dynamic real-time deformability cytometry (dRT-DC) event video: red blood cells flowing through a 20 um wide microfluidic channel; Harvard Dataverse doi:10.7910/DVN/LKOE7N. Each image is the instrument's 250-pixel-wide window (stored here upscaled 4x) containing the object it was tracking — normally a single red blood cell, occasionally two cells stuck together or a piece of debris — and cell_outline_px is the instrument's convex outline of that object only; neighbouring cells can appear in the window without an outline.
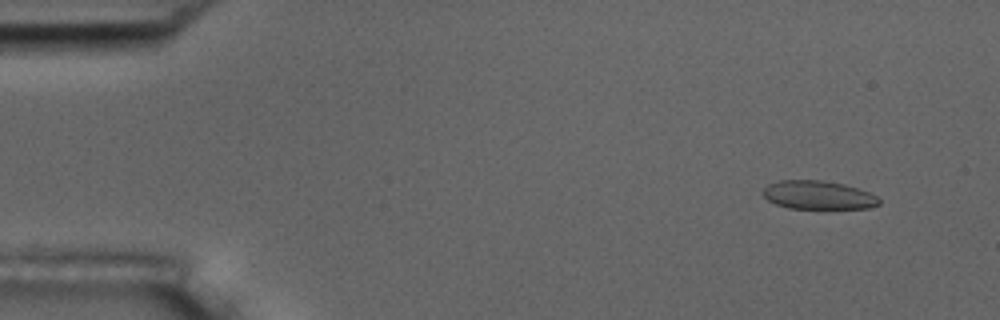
{"species": "common noctule bat (a hibernating species)", "species_latin": "Nyctalus noctula", "temperature_condition": "room temperature", "stored_images_in_passage": 9, "camera_frame_rate_fps": 3000, "um_per_image_px": 0.085, "animal": {"sex": "male", "body_mass_g": 17.5, "forearm_length_mm": 52.3}, "frame": {"image": 1, "passage_image": 2, "time_ms": 1.333, "image_size_px": [1000, 320], "cell_outline_px": [[880, 204], [868, 208], [788, 208], [776, 204], [768, 200], [760, 192], [768, 184], [780, 180], [820, 180], [844, 184], [868, 192], [876, 196], [880, 200]], "centroid_in_image_um": [69.51, 16.57], "position_along_channel_um": 15.5, "area_um2": 19.19}}
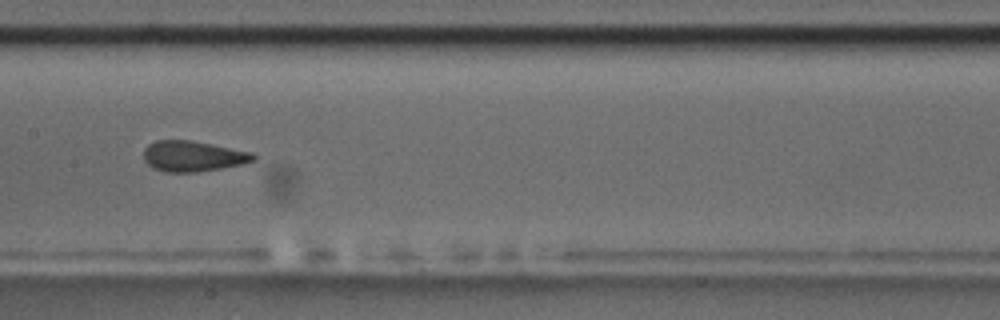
{"frame": {"image": 2, "passage_image": 8, "time_ms": 9.0, "image_size_px": [1000, 320], "cell_outline_px": [[256, 160], [240, 164], [220, 168], [196, 172], [164, 172], [152, 168], [144, 160], [144, 148], [148, 144], [156, 140], [192, 140], [252, 152], [256, 156]], "centroid_in_image_um": [16.37, 13.27], "position_along_channel_um": 191.0, "area_um2": 19.59}}
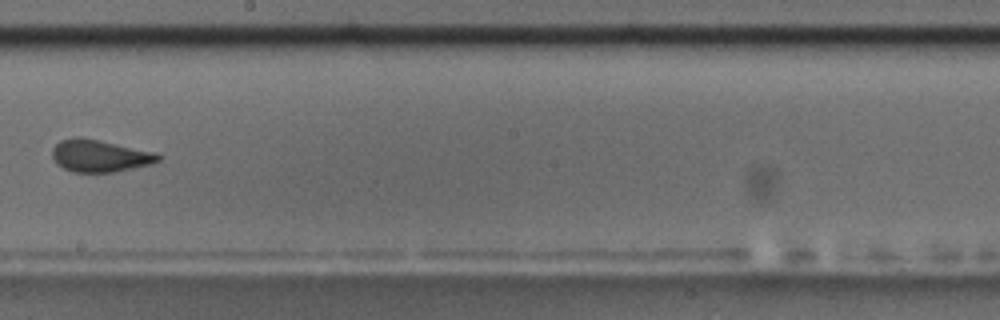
{"frame": {"image": 3, "passage_image": 9, "time_ms": 10.333, "image_size_px": [1000, 320], "cell_outline_px": [[164, 156], [160, 160], [152, 164], [112, 172], [72, 172], [56, 164], [52, 156], [52, 148], [60, 140], [76, 136], [80, 136], [100, 140], [156, 152]], "centroid_in_image_um": [8.49, 13.23], "position_along_channel_um": 239.7, "area_um2": 20.11}}